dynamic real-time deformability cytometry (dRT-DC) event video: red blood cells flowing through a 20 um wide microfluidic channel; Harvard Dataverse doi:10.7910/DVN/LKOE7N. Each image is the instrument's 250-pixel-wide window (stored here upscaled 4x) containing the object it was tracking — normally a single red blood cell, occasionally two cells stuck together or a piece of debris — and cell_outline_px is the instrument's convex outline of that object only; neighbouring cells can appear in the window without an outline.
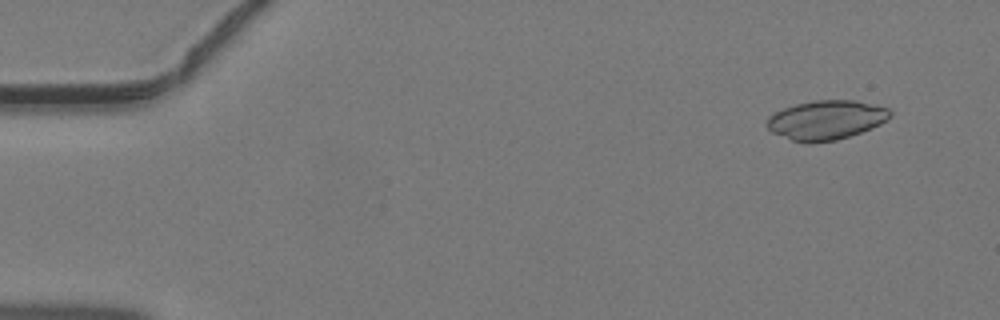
{"species": "common noctule bat (a hibernating species)", "species_latin": "Nyctalus noctula", "temperature_condition": "warm", "stored_images_in_passage": 40, "camera_frame_rate_fps": 3000, "um_per_image_px": 0.085, "animal": {"sex": "male", "body_mass_g": 19.2, "forearm_length_mm": 51.8}, "frame": {"image": 1, "passage_image": 4, "time_ms": 1.0, "image_size_px": [1000, 320], "cell_outline_px": [[892, 116], [888, 120], [872, 128], [836, 140], [808, 144], [792, 140], [772, 132], [764, 124], [768, 116], [772, 112], [796, 104], [816, 100], [856, 100], [888, 108], [892, 112]], "centroid_in_image_um": [70.2, 10.2], "position_along_channel_um": 14.8, "area_um2": 28.44}}